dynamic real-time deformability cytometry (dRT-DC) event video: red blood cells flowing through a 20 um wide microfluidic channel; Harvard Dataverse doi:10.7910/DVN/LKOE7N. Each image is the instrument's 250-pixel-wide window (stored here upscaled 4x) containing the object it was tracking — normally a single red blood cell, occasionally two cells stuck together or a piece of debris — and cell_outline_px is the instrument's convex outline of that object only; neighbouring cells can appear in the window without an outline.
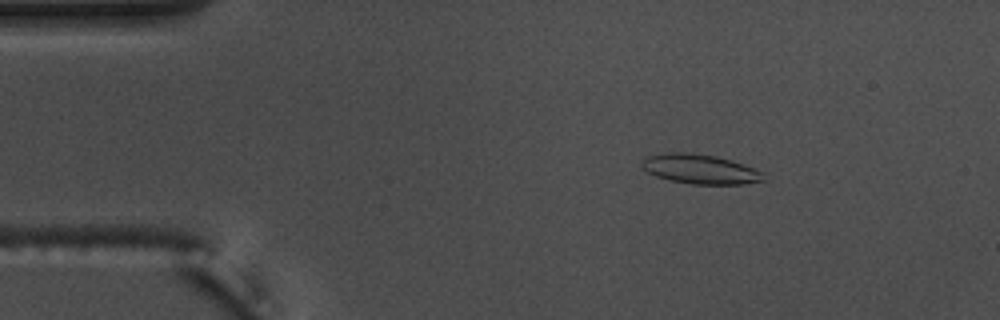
{"species": "common noctule bat (a hibernating species)", "species_latin": "Nyctalus noctula", "temperature_condition": "warm", "stored_images_in_passage": 56, "camera_frame_rate_fps": 3000, "um_per_image_px": 0.085, "animal": {"sex": "male", "body_mass_g": 17.5, "forearm_length_mm": 52.3}, "frame": {"image": 1, "passage_image": 9, "time_ms": 2.667, "image_size_px": [1000, 320], "cell_outline_px": [[768, 180], [744, 184], [692, 184], [672, 180], [656, 176], [648, 172], [640, 164], [648, 156], [672, 152], [692, 152], [716, 156], [732, 160], [744, 164], [760, 172]], "centroid_in_image_um": [59.54, 14.37], "position_along_channel_um": 25.5, "area_um2": 20.81}}
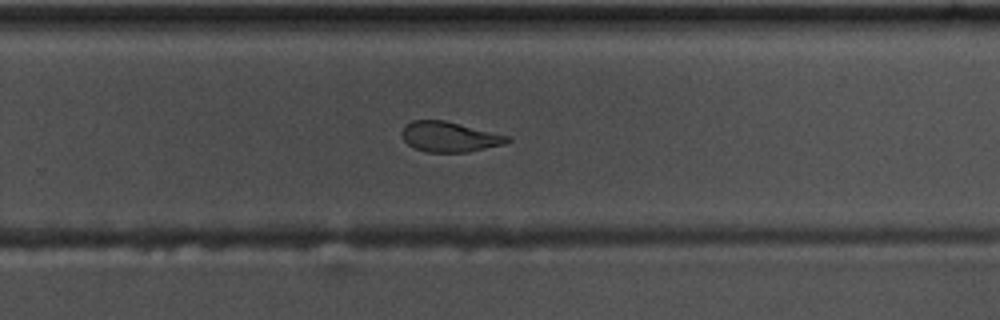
{"frame": {"image": 2, "passage_image": 36, "time_ms": 11.667, "image_size_px": [1000, 320], "cell_outline_px": [[512, 140], [504, 144], [468, 152], [428, 152], [416, 148], [408, 144], [404, 140], [400, 132], [412, 120], [444, 120], [508, 136]], "centroid_in_image_um": [38.2, 11.63], "position_along_channel_um": 291.6, "area_um2": 18.26}}
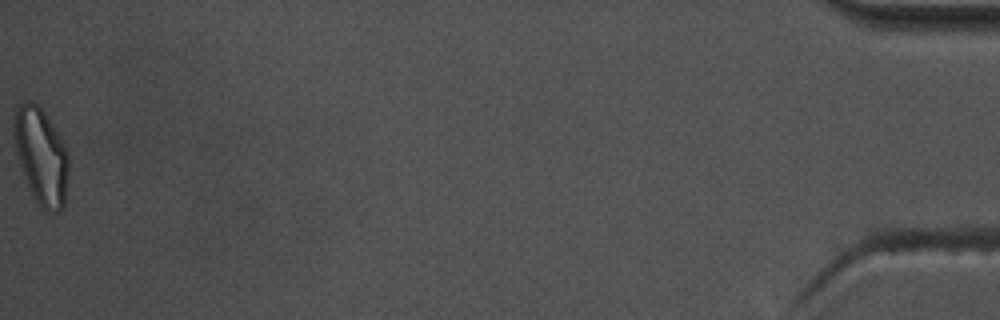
{"frame": {"image": 3, "passage_image": 56, "time_ms": 18.333, "image_size_px": [1000, 320], "cell_outline_px": [[68, 172], [64, 208], [56, 212], [48, 212], [40, 208], [32, 196], [20, 164], [16, 152], [12, 136], [12, 116], [16, 108], [20, 104], [28, 100], [36, 104], [44, 112], [60, 136], [68, 152]], "centroid_in_image_um": [3.47, 13.27], "position_along_channel_um": 431.7, "area_um2": 31.04}, "authors_computed_cell_mechanics": {"area_um2": 20.4612, "velocity_mm_per_s": 3.675, "shape_relaxation_time_tau1_ms": 9.7284, "shape_relaxation_time_tau2_ms": 3.3548, "deformation_change_tau1": 0.2465, "deformation_change_tau2": 0.1029}}